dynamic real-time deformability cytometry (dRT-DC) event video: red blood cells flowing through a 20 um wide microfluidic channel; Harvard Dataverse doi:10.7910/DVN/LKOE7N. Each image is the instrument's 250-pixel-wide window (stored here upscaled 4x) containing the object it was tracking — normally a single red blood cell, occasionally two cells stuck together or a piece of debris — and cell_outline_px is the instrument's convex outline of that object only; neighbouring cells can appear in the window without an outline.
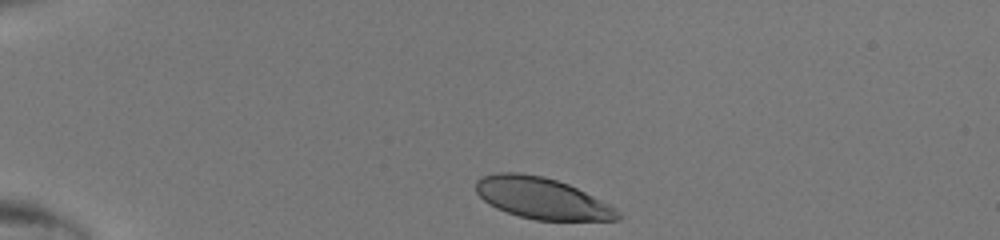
{"species": "human", "species_latin": "Homo sapiens", "temperature_condition": "room temperature", "stored_images_in_passage": 33, "camera_frame_rate_fps": 3000, "um_per_image_px": 0.085, "donor": {"sex": "male"}, "frame": {"image": 1, "passage_image": 1, "time_ms": 0.0, "image_size_px": [1000, 240], "cell_outline_px": [[624, 216], [620, 220], [536, 220], [520, 216], [496, 208], [488, 204], [476, 192], [476, 180], [480, 176], [496, 172], [520, 172], [544, 176], [568, 184], [616, 208]], "centroid_in_image_um": [46.04, 16.84], "position_along_channel_um": 39.0, "area_um2": 34.16}}
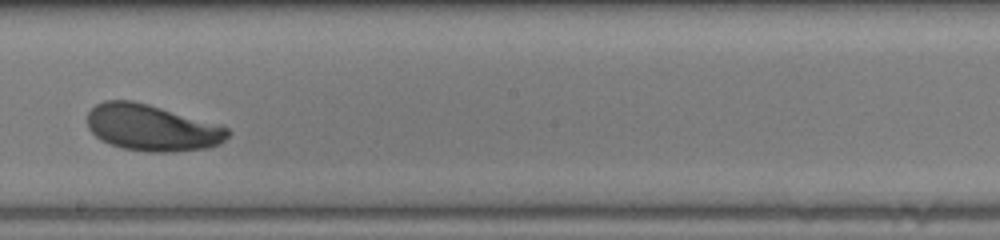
{"frame": {"image": 2, "passage_image": 19, "time_ms": 6.0, "image_size_px": [1000, 240], "cell_outline_px": [[228, 136], [220, 144], [208, 148], [172, 152], [152, 152], [124, 148], [100, 140], [88, 128], [88, 112], [96, 104], [104, 100], [132, 100], [148, 104], [224, 124], [228, 128]], "centroid_in_image_um": [12.96, 10.84], "position_along_channel_um": 235.2, "area_um2": 38.26}}
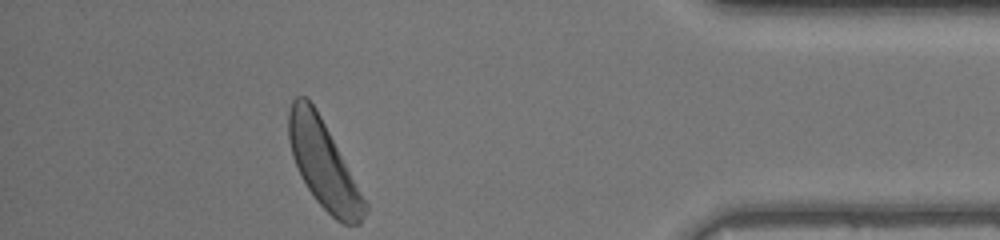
{"frame": {"image": 3, "passage_image": 33, "time_ms": 10.667, "image_size_px": [1000, 240], "cell_outline_px": [[368, 208], [360, 224], [344, 224], [336, 220], [316, 200], [300, 176], [292, 156], [288, 140], [288, 112], [292, 100], [296, 96], [304, 96], [316, 108], [368, 204]], "centroid_in_image_um": [27.48, 13.97], "position_along_channel_um": 407.7, "area_um2": 38.26}}